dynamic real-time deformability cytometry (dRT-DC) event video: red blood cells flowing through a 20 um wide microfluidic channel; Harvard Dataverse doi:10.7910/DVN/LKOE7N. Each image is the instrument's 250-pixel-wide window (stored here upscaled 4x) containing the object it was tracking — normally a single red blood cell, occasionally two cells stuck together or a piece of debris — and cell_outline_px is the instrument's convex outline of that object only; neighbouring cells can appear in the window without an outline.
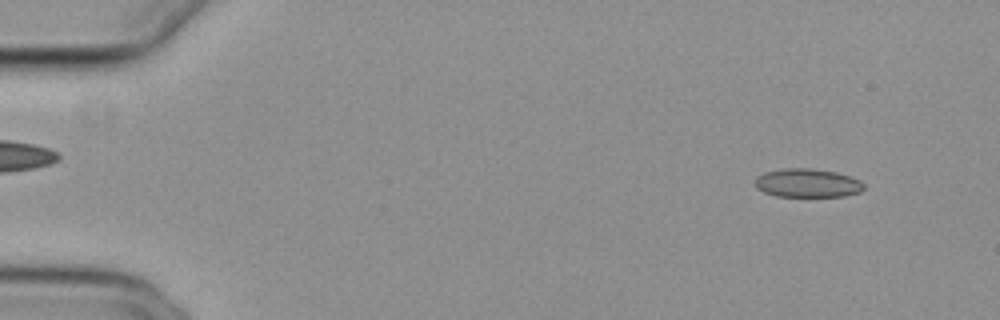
{"species": "common noctule bat (a hibernating species)", "species_latin": "Nyctalus noctula", "temperature_condition": "cold", "stored_images_in_passage": 54, "camera_frame_rate_fps": 3000, "um_per_image_px": 0.085, "animal": {"sex": "female", "body_mass_g": 29.2, "forearm_length_mm": 56.3}, "frame": {"image": 1, "passage_image": 5, "time_ms": 1.333, "image_size_px": [1000, 320], "cell_outline_px": [[864, 188], [860, 192], [844, 196], [776, 196], [764, 192], [756, 188], [756, 176], [764, 172], [784, 168], [808, 168], [836, 172], [860, 180], [864, 184]], "centroid_in_image_um": [68.62, 15.55], "position_along_channel_um": 16.4, "area_um2": 18.09}}
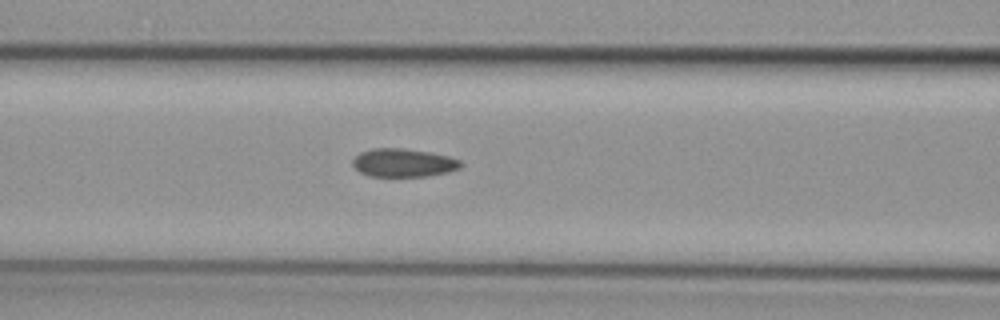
{"frame": {"image": 2, "passage_image": 23, "time_ms": 7.333, "image_size_px": [1000, 320], "cell_outline_px": [[464, 164], [460, 168], [448, 172], [428, 176], [368, 176], [360, 172], [352, 164], [352, 160], [360, 152], [372, 148], [404, 148], [428, 152], [448, 156], [460, 160]], "centroid_in_image_um": [34.29, 13.83], "position_along_channel_um": 132.3, "area_um2": 17.86}}
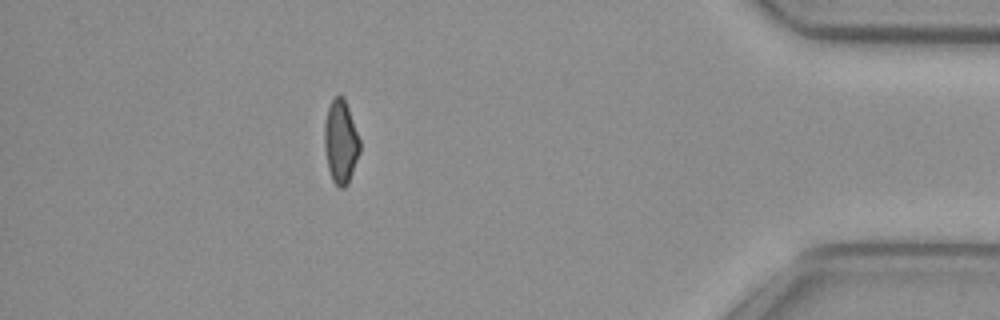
{"frame": {"image": 3, "passage_image": 48, "time_ms": 15.667, "image_size_px": [1000, 320], "cell_outline_px": [[360, 152], [348, 184], [344, 188], [340, 188], [332, 180], [328, 168], [324, 148], [324, 124], [328, 108], [332, 100], [336, 96], [344, 96], [360, 140]], "centroid_in_image_um": [28.96, 12.07], "position_along_channel_um": 406.2, "area_um2": 17.22}, "authors_computed_cell_mechanics": {"area_um2": 18.0336, "velocity_mm_per_s": 3.8583, "shape_relaxation_time_tau1_ms": 8.4136, "shape_relaxation_time_tau2_ms": 8.0936, "deformation_change_tau1": 0.1322, "deformation_change_tau2": 0.1047}}